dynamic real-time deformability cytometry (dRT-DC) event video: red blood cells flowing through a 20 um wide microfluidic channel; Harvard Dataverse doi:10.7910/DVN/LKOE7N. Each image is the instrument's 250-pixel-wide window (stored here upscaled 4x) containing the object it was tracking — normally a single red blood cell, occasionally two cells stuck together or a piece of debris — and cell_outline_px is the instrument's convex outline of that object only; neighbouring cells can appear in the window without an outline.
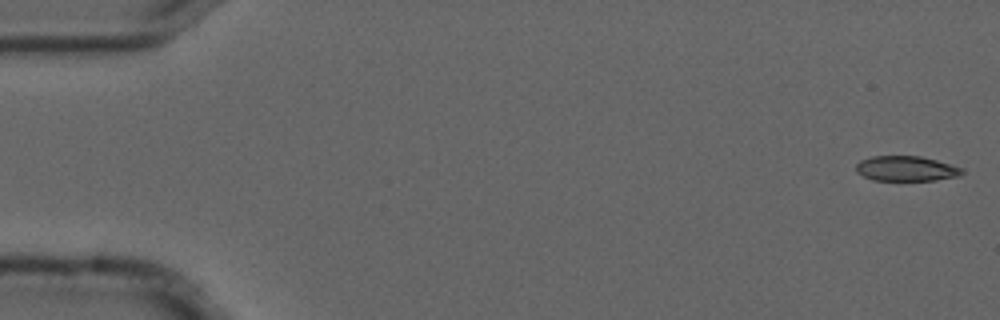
{"species": "common noctule bat (a hibernating species)", "species_latin": "Nyctalus noctula", "temperature_condition": "cold", "stored_images_in_passage": 4, "camera_frame_rate_fps": 3000, "um_per_image_px": 0.085, "animal": {"sex": "male", "forearm_length_mm": 52.5}, "frame": {"image": 1, "passage_image": 1, "time_ms": 0.0, "image_size_px": [1000, 320], "cell_outline_px": [[964, 172], [960, 176], [936, 180], [872, 180], [856, 172], [856, 164], [860, 160], [872, 156], [920, 156], [936, 160], [964, 168]], "centroid_in_image_um": [77.04, 14.33], "position_along_channel_um": 8.0, "area_um2": 15.55}}
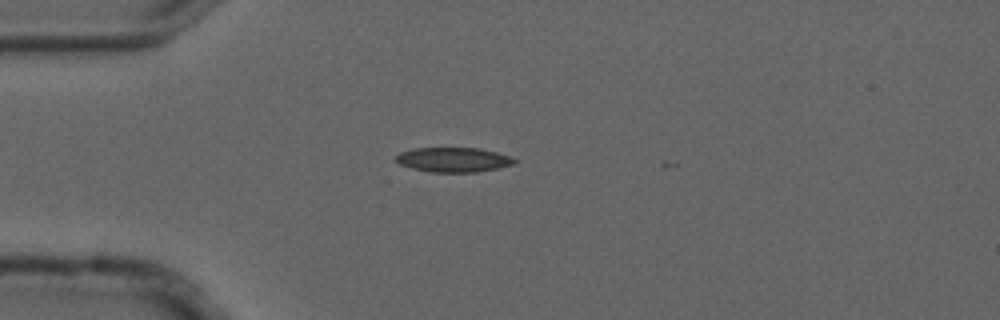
{"frame": {"image": 2, "passage_image": 4, "time_ms": 1.0, "image_size_px": [1000, 320], "cell_outline_px": [[516, 164], [500, 168], [476, 172], [432, 172], [412, 168], [400, 164], [396, 160], [396, 156], [400, 152], [412, 148], [480, 148], [496, 152], [508, 156], [516, 160]], "centroid_in_image_um": [38.56, 13.57], "position_along_channel_um": 46.4, "area_um2": 16.99}}